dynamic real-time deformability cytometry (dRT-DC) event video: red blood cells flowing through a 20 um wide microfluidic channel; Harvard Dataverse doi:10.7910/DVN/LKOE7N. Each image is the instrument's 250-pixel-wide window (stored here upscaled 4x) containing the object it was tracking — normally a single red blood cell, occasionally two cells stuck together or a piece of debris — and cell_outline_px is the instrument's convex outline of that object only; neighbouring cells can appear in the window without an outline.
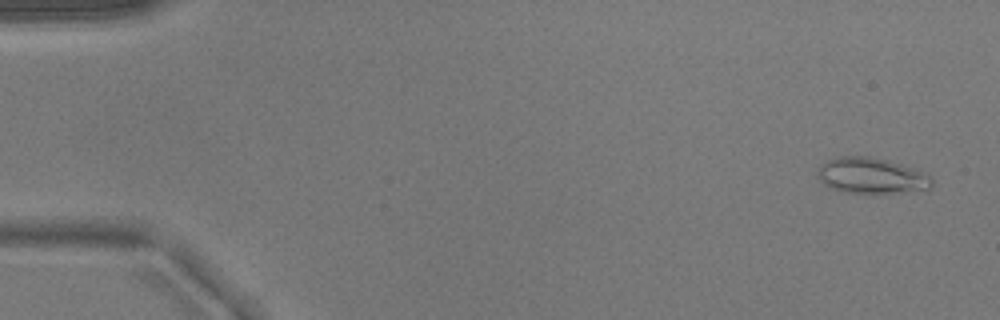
{"species": "common noctule bat (a hibernating species)", "species_latin": "Nyctalus noctula", "temperature_condition": "warm", "stored_images_in_passage": 17, "camera_frame_rate_fps": 3000, "um_per_image_px": 0.085, "animal": {"sex": "male", "body_mass_g": 17.9}, "frame": {"image": 1, "passage_image": 3, "time_ms": 0.667, "image_size_px": [1000, 320], "cell_outline_px": [[932, 184], [928, 188], [892, 192], [848, 192], [828, 188], [816, 176], [816, 172], [820, 164], [828, 160], [840, 156], [868, 156], [888, 160], [924, 172], [932, 176]], "centroid_in_image_um": [74.0, 14.9], "position_along_channel_um": 11.0, "area_um2": 23.52}}